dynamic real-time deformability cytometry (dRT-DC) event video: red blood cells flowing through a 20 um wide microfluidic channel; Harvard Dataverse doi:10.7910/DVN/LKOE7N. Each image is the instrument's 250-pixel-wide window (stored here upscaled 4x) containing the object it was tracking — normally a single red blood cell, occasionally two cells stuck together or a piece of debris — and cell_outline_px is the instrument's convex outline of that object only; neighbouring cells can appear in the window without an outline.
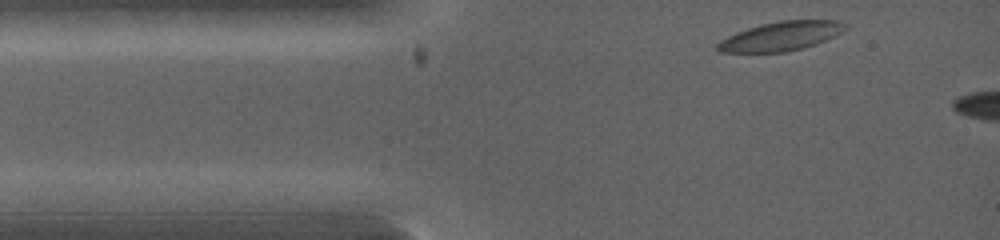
{"species": "common noctule bat (a hibernating species)", "species_latin": "Nyctalus noctula", "temperature_condition": "warm", "stored_images_in_passage": 30, "camera_frame_rate_fps": 5000, "um_per_image_px": 0.085, "animal": {"sex": "female", "body_mass_g": 19.0, "forearm_length_mm": 53.3}, "frame": {"image": 1, "passage_image": 1, "time_ms": 0.0, "image_size_px": [1000, 240], "cell_outline_px": [[848, 28], [836, 36], [816, 44], [804, 48], [788, 52], [720, 52], [716, 48], [716, 44], [720, 40], [736, 32], [760, 24], [780, 20], [836, 20], [848, 24]], "centroid_in_image_um": [66.42, 3.07], "position_along_channel_um": 18.6, "area_um2": 21.91}}
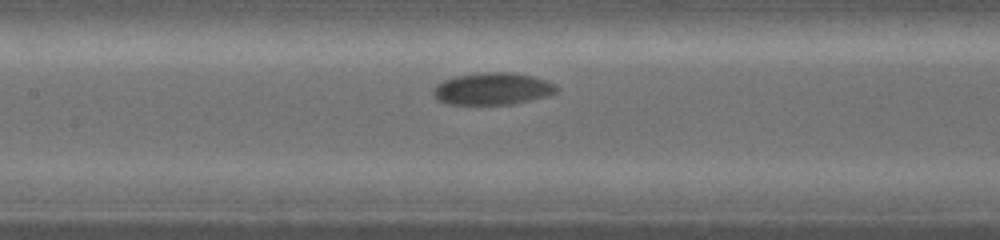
{"frame": {"image": 2, "passage_image": 16, "time_ms": 3.4, "image_size_px": [1000, 240], "cell_outline_px": [[560, 88], [556, 92], [548, 96], [512, 104], [448, 104], [436, 100], [432, 92], [432, 88], [436, 84], [444, 80], [456, 76], [484, 72], [512, 72], [532, 76], [556, 84]], "centroid_in_image_um": [41.85, 7.54], "position_along_channel_um": 165.5, "area_um2": 23.18}}
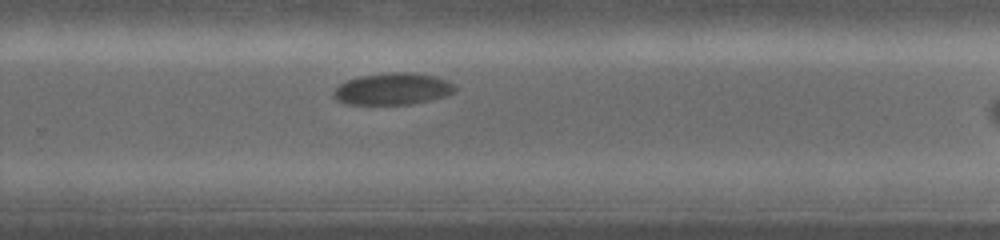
{"frame": {"image": 3, "passage_image": 29, "time_ms": 5.8, "image_size_px": [1000, 240], "cell_outline_px": [[456, 92], [448, 96], [412, 104], [344, 104], [336, 100], [332, 96], [332, 92], [340, 84], [348, 80], [360, 76], [388, 72], [408, 72], [432, 76], [448, 80], [456, 88]], "centroid_in_image_um": [33.38, 7.57], "position_along_channel_um": 296.4, "area_um2": 22.6}}